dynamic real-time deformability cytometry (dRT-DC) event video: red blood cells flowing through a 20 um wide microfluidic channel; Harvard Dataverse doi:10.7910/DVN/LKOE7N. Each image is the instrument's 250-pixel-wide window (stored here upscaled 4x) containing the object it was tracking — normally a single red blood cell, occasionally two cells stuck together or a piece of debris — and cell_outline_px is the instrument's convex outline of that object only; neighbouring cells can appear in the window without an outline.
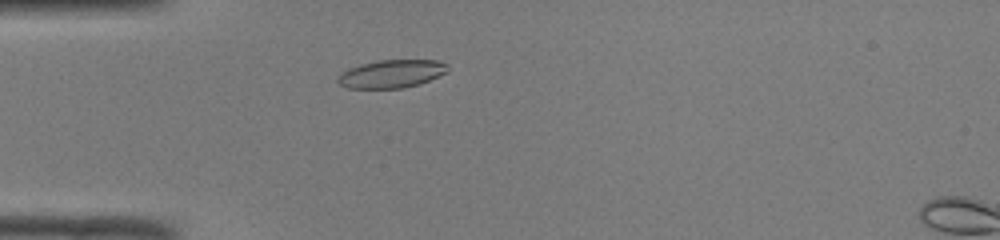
{"species": "common noctule bat (a hibernating species)", "species_latin": "Nyctalus noctula", "temperature_condition": "room temperature", "stored_images_in_passage": 39, "camera_frame_rate_fps": 3000, "um_per_image_px": 0.085, "animal": {"sex": "male", "body_mass_g": 19.0, "forearm_length_mm": 50.8}, "frame": {"image": 1, "passage_image": 4, "time_ms": 1.0, "image_size_px": [1000, 240], "cell_outline_px": [[448, 72], [420, 84], [400, 88], [348, 88], [340, 84], [336, 80], [336, 76], [340, 72], [348, 68], [360, 64], [376, 60], [436, 60], [448, 64]], "centroid_in_image_um": [33.25, 6.27], "position_along_channel_um": 51.7, "area_um2": 18.15}}
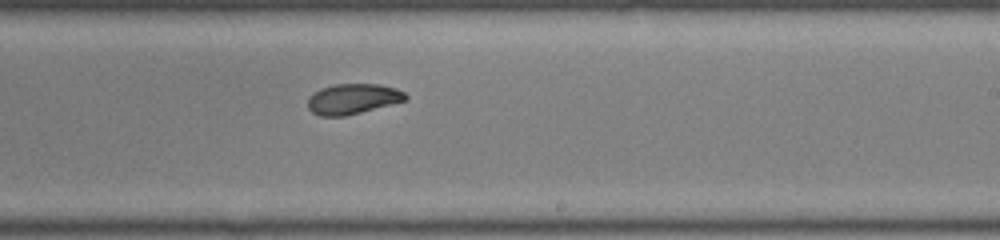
{"frame": {"image": 2, "passage_image": 20, "time_ms": 6.333, "image_size_px": [1000, 240], "cell_outline_px": [[408, 100], [344, 116], [320, 116], [312, 112], [308, 108], [308, 96], [320, 88], [336, 84], [380, 84], [396, 88], [404, 92], [408, 96]], "centroid_in_image_um": [29.99, 8.4], "position_along_channel_um": 259.0, "area_um2": 17.34}}
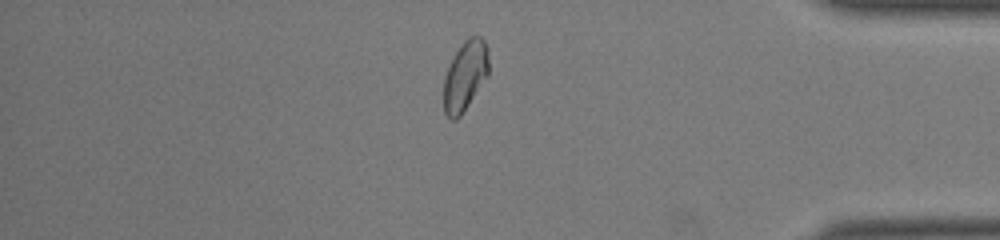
{"frame": {"image": 3, "passage_image": 32, "time_ms": 10.333, "image_size_px": [1000, 240], "cell_outline_px": [[488, 76], [460, 116], [456, 120], [452, 120], [444, 112], [444, 76], [456, 52], [464, 40], [468, 36], [480, 36], [484, 40], [488, 48]], "centroid_in_image_um": [39.55, 6.43], "position_along_channel_um": 395.7, "area_um2": 18.21}, "authors_computed_cell_mechanics": {"area_um2": 17.629, "velocity_mm_per_s": 4.0993, "shape_relaxation_time_tau1_ms": 6.3728, "shape_relaxation_time_tau2_ms": 1.7473, "deformation_change_tau1": 0.1888, "deformation_change_tau2": 0.0599}}